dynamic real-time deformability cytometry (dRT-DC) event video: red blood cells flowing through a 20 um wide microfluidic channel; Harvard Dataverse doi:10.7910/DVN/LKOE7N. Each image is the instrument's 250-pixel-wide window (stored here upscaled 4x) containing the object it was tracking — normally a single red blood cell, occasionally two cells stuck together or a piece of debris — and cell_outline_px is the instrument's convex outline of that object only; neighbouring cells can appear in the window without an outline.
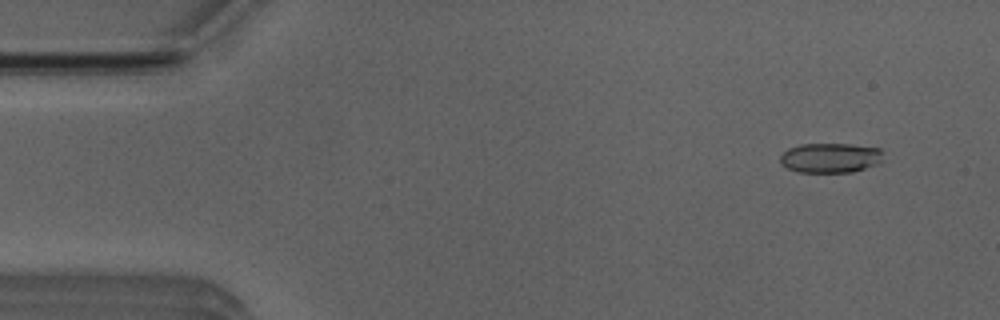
{"species": "Egyptian fruit bat (a non-hibernating species)", "species_latin": "Rousettus aegyptiacus", "temperature_condition": "room temperature", "stored_images_in_passage": 50, "camera_frame_rate_fps": 3000, "um_per_image_px": 0.085, "animal": {"sex": "male"}, "frame": {"image": 1, "passage_image": 4, "time_ms": 1.0, "image_size_px": [1000, 320], "cell_outline_px": [[880, 160], [876, 164], [852, 172], [796, 172], [780, 164], [780, 156], [788, 148], [800, 144], [852, 144], [880, 148]], "centroid_in_image_um": [70.51, 13.41], "position_along_channel_um": 14.5, "area_um2": 17.74}}
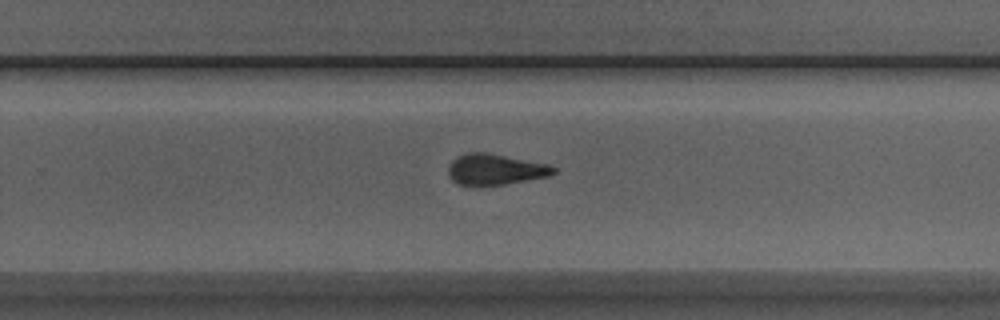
{"frame": {"image": 2, "passage_image": 32, "time_ms": 10.333, "image_size_px": [1000, 320], "cell_outline_px": [[556, 172], [548, 176], [504, 184], [480, 188], [460, 184], [452, 180], [448, 176], [448, 168], [452, 160], [456, 156], [468, 152], [484, 152], [548, 164], [556, 168]], "centroid_in_image_um": [42.04, 14.42], "position_along_channel_um": 287.8, "area_um2": 19.19}}
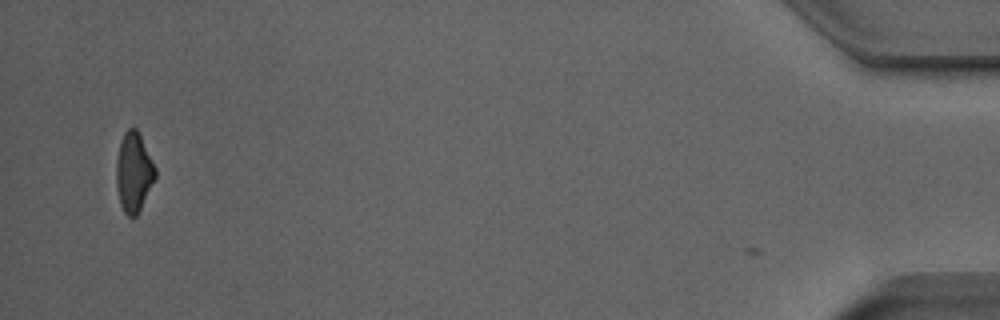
{"frame": {"image": 3, "passage_image": 49, "time_ms": 16.0, "image_size_px": [1000, 320], "cell_outline_px": [[156, 176], [136, 216], [128, 216], [124, 212], [120, 204], [116, 184], [116, 160], [120, 144], [124, 132], [128, 128], [136, 128], [156, 168]], "centroid_in_image_um": [11.35, 14.64], "position_along_channel_um": 423.9, "area_um2": 17.69}, "authors_computed_cell_mechanics": {"area_um2": 18.9006, "velocity_mm_per_s": 4.0209, "shape_relaxation_time_tau1_ms": 4.5327, "shape_relaxation_time_tau2_ms": 4.1226, "deformation_change_tau1": 0.1811, "deformation_change_tau2": 0.1039}}